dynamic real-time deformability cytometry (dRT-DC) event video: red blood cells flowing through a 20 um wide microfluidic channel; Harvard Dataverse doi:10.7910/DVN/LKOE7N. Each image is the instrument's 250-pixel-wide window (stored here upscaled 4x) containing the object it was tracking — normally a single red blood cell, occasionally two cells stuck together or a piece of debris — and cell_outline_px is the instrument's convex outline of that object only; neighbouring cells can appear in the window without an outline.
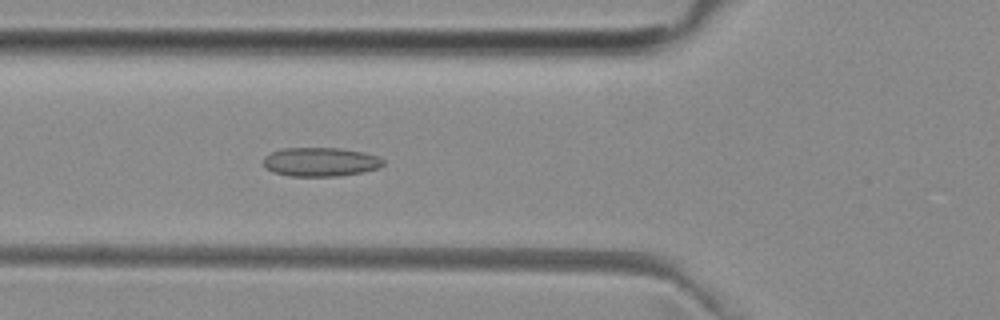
{"species": "common noctule bat (a hibernating species)", "species_latin": "Nyctalus noctula", "temperature_condition": "room temperature", "stored_images_in_passage": 44, "camera_frame_rate_fps": 3000, "um_per_image_px": 0.085, "animal": {"sex": "female", "body_mass_g": 29.2, "forearm_length_mm": 56.3}, "frame": {"image": 1, "passage_image": 11, "time_ms": 3.333, "image_size_px": [1000, 320], "cell_outline_px": [[384, 164], [380, 168], [364, 172], [340, 176], [288, 176], [272, 172], [264, 168], [264, 156], [280, 148], [340, 148], [364, 152], [380, 156], [384, 160]], "centroid_in_image_um": [27.26, 13.76], "position_along_channel_um": 98.5, "area_um2": 20.58}}
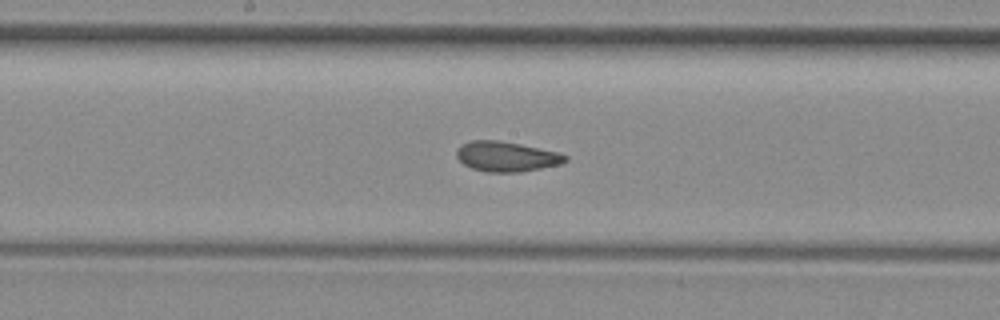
{"frame": {"image": 2, "passage_image": 19, "time_ms": 6.0, "image_size_px": [1000, 320], "cell_outline_px": [[568, 160], [564, 164], [520, 172], [488, 172], [472, 168], [464, 164], [456, 156], [456, 152], [460, 144], [472, 140], [500, 140], [560, 152], [568, 156]], "centroid_in_image_um": [43.09, 13.3], "position_along_channel_um": 205.1, "area_um2": 19.25}}
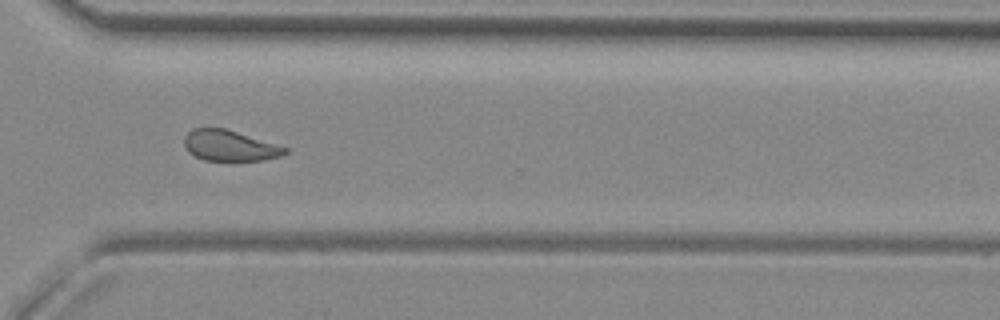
{"frame": {"image": 3, "passage_image": 30, "time_ms": 9.667, "image_size_px": [1000, 320], "cell_outline_px": [[288, 152], [280, 156], [260, 160], [204, 160], [188, 152], [184, 144], [184, 136], [192, 128], [224, 128], [276, 144], [288, 148]], "centroid_in_image_um": [19.49, 12.37], "position_along_channel_um": 351.1, "area_um2": 17.8}, "authors_computed_cell_mechanics": {"area_um2": 19.0162, "velocity_mm_per_s": 3.9828, "shape_relaxation_time_tau1_ms": null, "shape_relaxation_time_tau2_ms": 2.1236, "deformation_change_tau1": null, "deformation_change_tau2": 0.067}}